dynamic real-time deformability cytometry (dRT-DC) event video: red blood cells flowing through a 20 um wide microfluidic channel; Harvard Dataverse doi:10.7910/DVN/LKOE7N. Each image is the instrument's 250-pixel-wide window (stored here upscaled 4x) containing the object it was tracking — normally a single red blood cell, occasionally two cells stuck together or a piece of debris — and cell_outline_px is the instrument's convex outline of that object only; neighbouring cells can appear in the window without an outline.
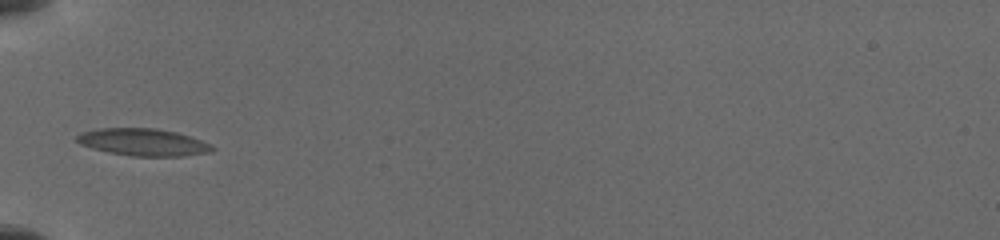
{"species": "common noctule bat (a hibernating species)", "species_latin": "Nyctalus noctula", "temperature_condition": "cold", "stored_images_in_passage": 15, "camera_frame_rate_fps": 3000, "um_per_image_px": 0.085, "animal": {"sex": "female", "body_mass_g": 19.5, "forearm_length_mm": 54.1}, "frame": {"image": 1, "passage_image": 7, "time_ms": 4.667, "image_size_px": [1000, 240], "cell_outline_px": [[216, 148], [208, 152], [180, 156], [132, 156], [108, 152], [92, 148], [80, 144], [76, 140], [76, 136], [80, 132], [100, 128], [156, 128], [176, 132], [212, 144]], "centroid_in_image_um": [12.14, 12.08], "position_along_channel_um": 72.9, "area_um2": 21.39}}
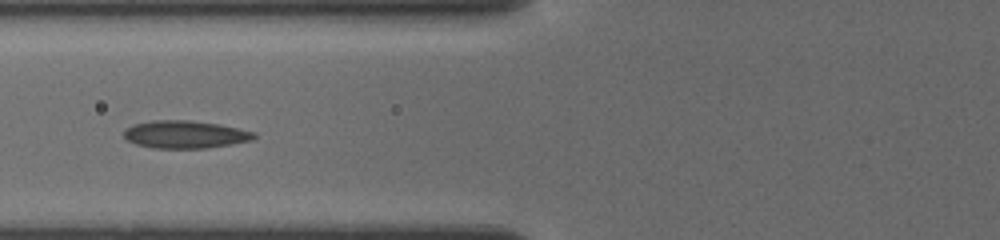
{"frame": {"image": 2, "passage_image": 10, "time_ms": 5.667, "image_size_px": [1000, 240], "cell_outline_px": [[256, 136], [252, 140], [232, 144], [208, 148], [152, 148], [136, 144], [128, 140], [124, 136], [124, 128], [132, 124], [152, 120], [188, 120], [216, 124], [256, 132]], "centroid_in_image_um": [15.7, 11.43], "position_along_channel_um": 110.1, "area_um2": 20.98}}
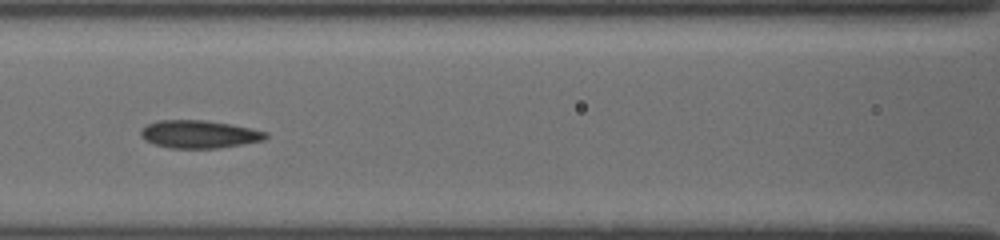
{"frame": {"image": 3, "passage_image": 13, "time_ms": 6.667, "image_size_px": [1000, 240], "cell_outline_px": [[268, 136], [264, 140], [244, 144], [220, 148], [168, 148], [144, 140], [140, 136], [140, 132], [148, 124], [156, 120], [204, 120], [228, 124], [268, 132]], "centroid_in_image_um": [16.92, 11.41], "position_along_channel_um": 149.7, "area_um2": 20.17}}